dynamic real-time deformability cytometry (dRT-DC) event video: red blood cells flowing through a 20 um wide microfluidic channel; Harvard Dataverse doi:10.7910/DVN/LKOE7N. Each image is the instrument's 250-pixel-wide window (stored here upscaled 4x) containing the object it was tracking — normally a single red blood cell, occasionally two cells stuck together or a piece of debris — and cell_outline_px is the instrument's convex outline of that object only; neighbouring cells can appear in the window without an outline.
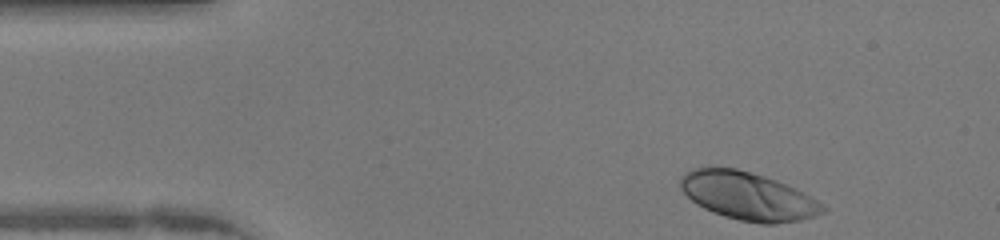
{"species": "human", "species_latin": "Homo sapiens", "temperature_condition": "warm", "stored_images_in_passage": 36, "camera_frame_rate_fps": 3000, "um_per_image_px": 0.085, "donor": {"sex": "female"}, "frame": {"image": 1, "passage_image": 1, "time_ms": 0.0, "image_size_px": [1000, 240], "cell_outline_px": [[828, 208], [824, 212], [816, 216], [800, 220], [772, 224], [760, 224], [740, 220], [724, 216], [712, 212], [696, 204], [680, 188], [680, 176], [684, 172], [692, 168], [708, 164], [736, 168], [764, 176], [776, 180], [796, 188], [812, 196], [824, 204]], "centroid_in_image_um": [63.55, 16.63], "position_along_channel_um": 21.4, "area_um2": 40.58}}
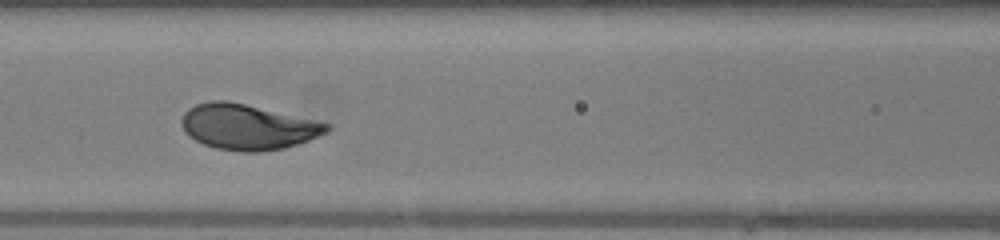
{"frame": {"image": 2, "passage_image": 15, "time_ms": 4.667, "image_size_px": [1000, 240], "cell_outline_px": [[332, 128], [328, 132], [308, 140], [284, 148], [260, 152], [240, 152], [216, 148], [204, 144], [188, 136], [184, 132], [180, 124], [180, 120], [184, 112], [188, 108], [196, 104], [212, 100], [228, 100], [316, 120], [332, 124]], "centroid_in_image_um": [21.04, 10.78], "position_along_channel_um": 145.6, "area_um2": 38.73}}
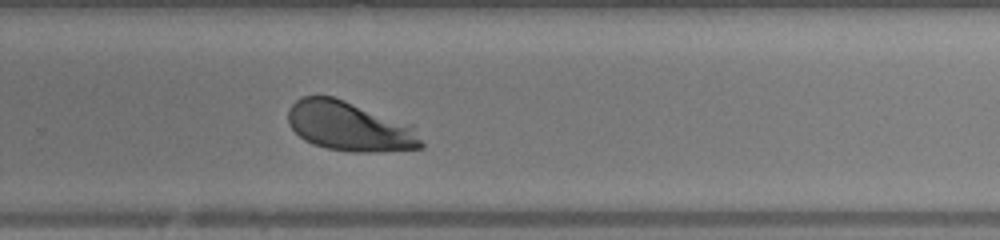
{"frame": {"image": 3, "passage_image": 26, "time_ms": 8.333, "image_size_px": [1000, 240], "cell_outline_px": [[424, 148], [372, 152], [352, 152], [328, 148], [312, 144], [304, 140], [288, 124], [288, 108], [296, 100], [304, 96], [332, 96], [344, 100], [412, 124], [424, 144]], "centroid_in_image_um": [29.72, 10.74], "position_along_channel_um": 300.1, "area_um2": 38.44}, "authors_computed_cell_mechanics": {"area_um2": 38.3503, "velocity_mm_per_s": 4.2373, "shape_relaxation_time_tau1_ms": 1.5102, "shape_relaxation_time_tau2_ms": null, "deformation_change_tau1": 0.1607, "deformation_change_tau2": null}}